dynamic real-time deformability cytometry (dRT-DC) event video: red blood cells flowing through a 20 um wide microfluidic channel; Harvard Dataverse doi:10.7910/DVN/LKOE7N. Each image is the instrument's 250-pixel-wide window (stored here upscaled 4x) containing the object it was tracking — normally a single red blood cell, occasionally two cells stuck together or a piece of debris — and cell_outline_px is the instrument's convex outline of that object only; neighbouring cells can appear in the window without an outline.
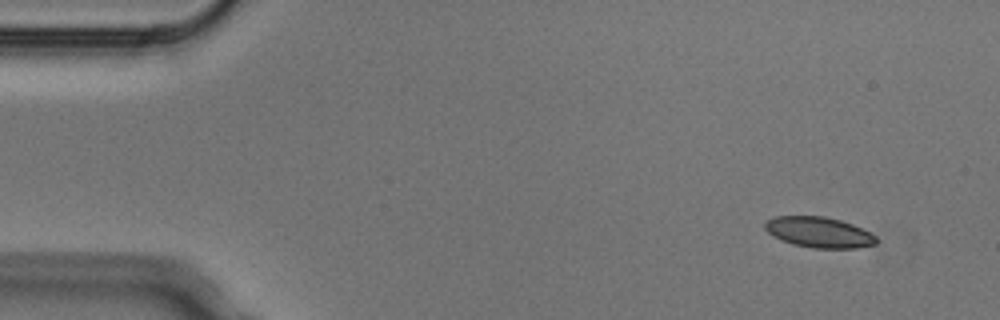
{"species": "Egyptian fruit bat (a non-hibernating species)", "species_latin": "Rousettus aegyptiacus", "temperature_condition": "cold", "stored_images_in_passage": 3, "camera_frame_rate_fps": 3000, "um_per_image_px": 0.085, "animal": {"sex": "male"}, "frame": {"image": 1, "passage_image": 1, "time_ms": 0.0, "image_size_px": [1000, 320], "cell_outline_px": [[876, 244], [856, 248], [812, 248], [792, 244], [780, 240], [772, 236], [764, 228], [764, 224], [768, 220], [776, 216], [824, 216], [840, 220], [852, 224], [876, 236]], "centroid_in_image_um": [69.57, 19.75], "position_along_channel_um": 15.4, "area_um2": 19.83}}
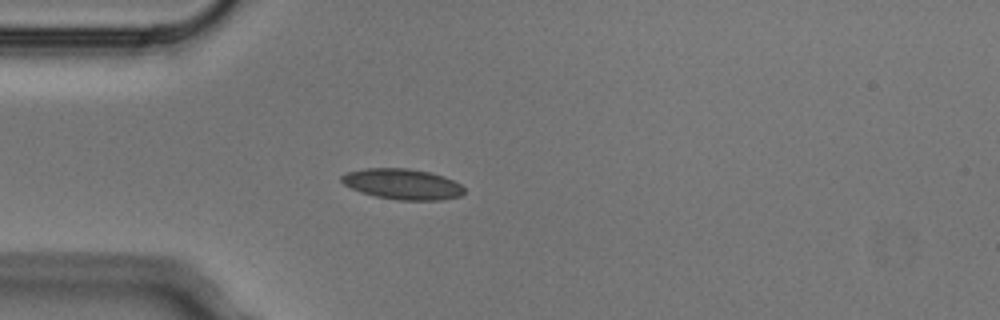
{"frame": {"image": 2, "passage_image": 3, "time_ms": 0.667, "image_size_px": [1000, 320], "cell_outline_px": [[464, 192], [460, 196], [440, 200], [396, 200], [376, 196], [360, 192], [344, 184], [340, 180], [340, 176], [348, 172], [364, 168], [408, 168], [428, 172], [444, 176], [460, 184], [464, 188]], "centroid_in_image_um": [34.19, 15.65], "position_along_channel_um": 50.8, "area_um2": 21.85}}